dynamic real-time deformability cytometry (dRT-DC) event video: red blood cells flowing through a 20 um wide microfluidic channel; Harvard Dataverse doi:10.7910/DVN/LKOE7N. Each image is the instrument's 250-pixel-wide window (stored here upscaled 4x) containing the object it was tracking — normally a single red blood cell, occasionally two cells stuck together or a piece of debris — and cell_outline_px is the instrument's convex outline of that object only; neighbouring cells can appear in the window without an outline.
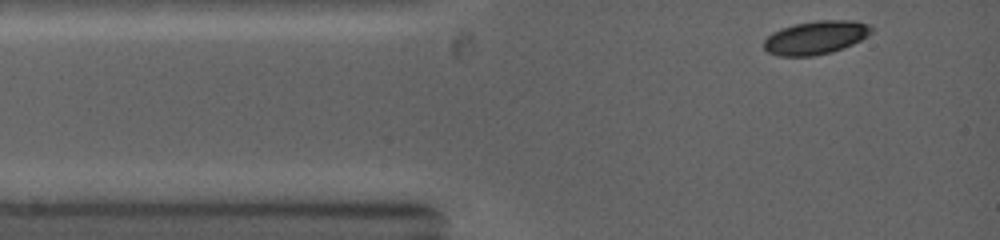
{"species": "common noctule bat (a hibernating species)", "species_latin": "Nyctalus noctula", "temperature_condition": "warm", "stored_images_in_passage": 26, "camera_frame_rate_fps": 5000, "um_per_image_px": 0.085, "animal": {"sex": "female", "body_mass_g": 19.0, "forearm_length_mm": 53.3}, "frame": {"image": 1, "passage_image": 1, "time_ms": 0.0, "image_size_px": [1000, 240], "cell_outline_px": [[872, 32], [868, 36], [852, 44], [832, 52], [812, 56], [780, 56], [768, 52], [764, 48], [764, 40], [772, 32], [780, 28], [796, 24], [816, 20], [856, 20], [868, 24], [872, 28]], "centroid_in_image_um": [69.34, 3.18], "position_along_channel_um": 15.7, "area_um2": 20.98}}
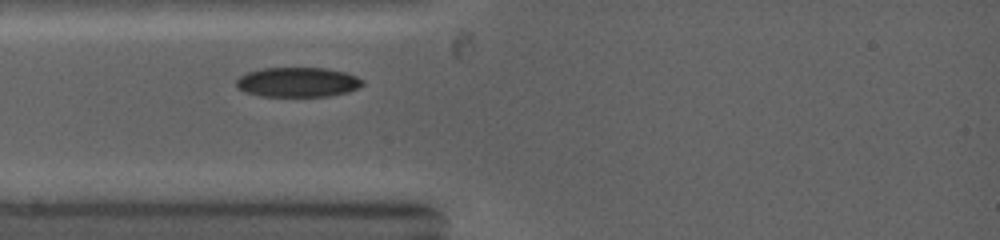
{"frame": {"image": 2, "passage_image": 4, "time_ms": 1.8, "image_size_px": [1000, 240], "cell_outline_px": [[364, 84], [348, 92], [328, 96], [260, 96], [244, 92], [236, 88], [236, 80], [240, 76], [248, 72], [264, 68], [324, 68], [344, 72], [356, 76], [364, 80]], "centroid_in_image_um": [25.28, 6.99], "position_along_channel_um": 59.7, "area_um2": 21.85}}
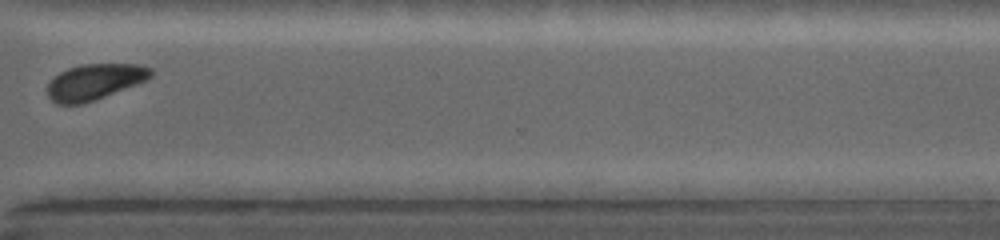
{"frame": {"image": 3, "passage_image": 23, "time_ms": 8.6, "image_size_px": [1000, 240], "cell_outline_px": [[152, 76], [136, 84], [84, 104], [56, 104], [48, 96], [48, 84], [60, 72], [68, 68], [80, 64], [140, 64], [152, 68]], "centroid_in_image_um": [8.04, 6.95], "position_along_channel_um": 362.6, "area_um2": 21.39}}